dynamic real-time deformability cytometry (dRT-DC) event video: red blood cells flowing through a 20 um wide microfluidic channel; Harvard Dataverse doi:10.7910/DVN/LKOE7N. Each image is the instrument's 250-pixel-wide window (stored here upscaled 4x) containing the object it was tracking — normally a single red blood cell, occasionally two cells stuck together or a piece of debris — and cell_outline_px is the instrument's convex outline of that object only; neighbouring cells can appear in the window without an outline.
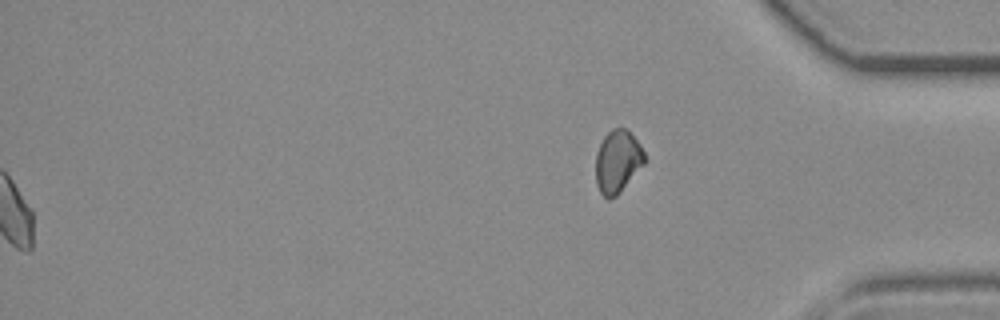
{"species": "common noctule bat (a hibernating species)", "species_latin": "Nyctalus noctula", "temperature_condition": "room temperature", "stored_images_in_passage": 41, "segment_of_instrument_passage": [2, 2], "camera_frame_rate_fps": 3000, "um_per_image_px": 0.085, "animal": {"sex": "female", "body_mass_g": 19.3, "forearm_length_mm": 54.1}, "frame": {"image": 1, "passage_image": 41, "time_ms": 13.333, "image_size_px": [1000, 320], "cell_outline_px": [[644, 164], [620, 192], [616, 196], [608, 200], [600, 192], [596, 184], [596, 152], [604, 136], [612, 128], [624, 128], [640, 144], [644, 152]], "centroid_in_image_um": [52.47, 13.74], "position_along_channel_um": 382.7, "area_um2": 17.63}}